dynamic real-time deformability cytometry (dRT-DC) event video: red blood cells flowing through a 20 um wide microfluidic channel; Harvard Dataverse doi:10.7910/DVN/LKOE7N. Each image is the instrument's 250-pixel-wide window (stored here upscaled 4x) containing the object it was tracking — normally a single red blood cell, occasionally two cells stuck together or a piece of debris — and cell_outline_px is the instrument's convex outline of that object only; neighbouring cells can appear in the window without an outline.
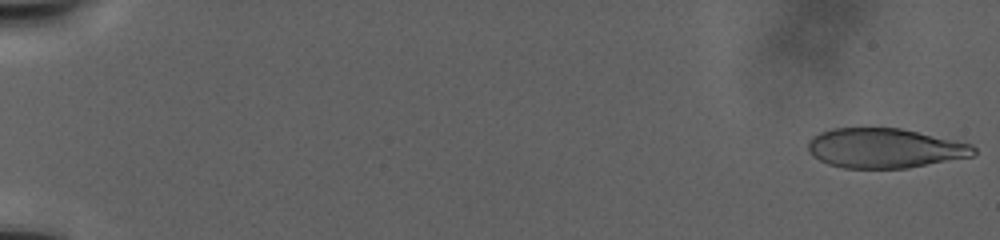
{"species": "human", "species_latin": "Homo sapiens", "temperature_condition": "warm", "stored_images_in_passage": 55, "camera_frame_rate_fps": 3000, "um_per_image_px": 0.085, "donor": {"sex": "male"}, "frame": {"image": 1, "passage_image": 2, "time_ms": 0.333, "image_size_px": [1000, 240], "cell_outline_px": [[976, 152], [972, 156], [908, 168], [844, 168], [828, 164], [812, 156], [808, 148], [808, 140], [812, 136], [820, 132], [832, 128], [900, 128], [956, 140], [972, 144], [976, 148]], "centroid_in_image_um": [75.19, 12.59], "position_along_channel_um": 9.8, "area_um2": 38.38}}
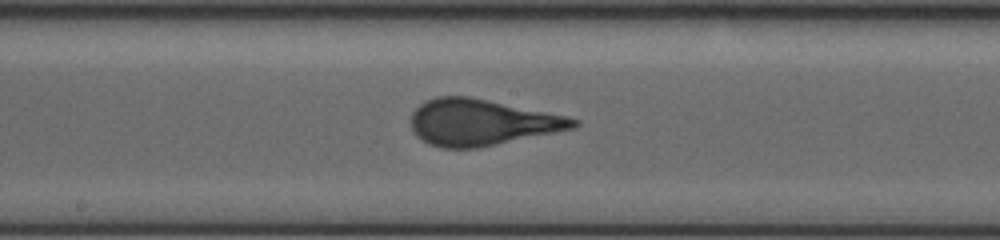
{"frame": {"image": 2, "passage_image": 35, "time_ms": 25.0, "image_size_px": [1000, 240], "cell_outline_px": [[580, 124], [576, 128], [476, 148], [444, 148], [428, 144], [416, 136], [412, 132], [412, 112], [420, 104], [436, 96], [472, 96], [568, 116], [580, 120]], "centroid_in_image_um": [40.95, 10.39], "position_along_channel_um": 207.3, "area_um2": 43.93}}
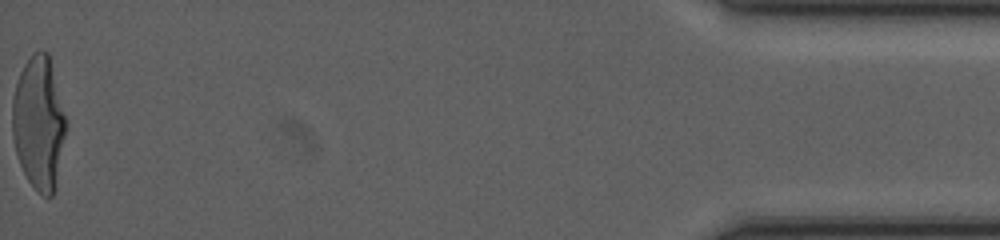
{"frame": {"image": 3, "passage_image": 55, "time_ms": 44.0, "image_size_px": [1000, 240], "cell_outline_px": [[64, 136], [52, 196], [44, 196], [28, 180], [20, 164], [16, 152], [12, 136], [12, 100], [16, 84], [20, 72], [24, 64], [32, 52], [48, 52], [64, 116]], "centroid_in_image_um": [3.24, 10.41], "position_along_channel_um": 432.0, "area_um2": 40.17}}